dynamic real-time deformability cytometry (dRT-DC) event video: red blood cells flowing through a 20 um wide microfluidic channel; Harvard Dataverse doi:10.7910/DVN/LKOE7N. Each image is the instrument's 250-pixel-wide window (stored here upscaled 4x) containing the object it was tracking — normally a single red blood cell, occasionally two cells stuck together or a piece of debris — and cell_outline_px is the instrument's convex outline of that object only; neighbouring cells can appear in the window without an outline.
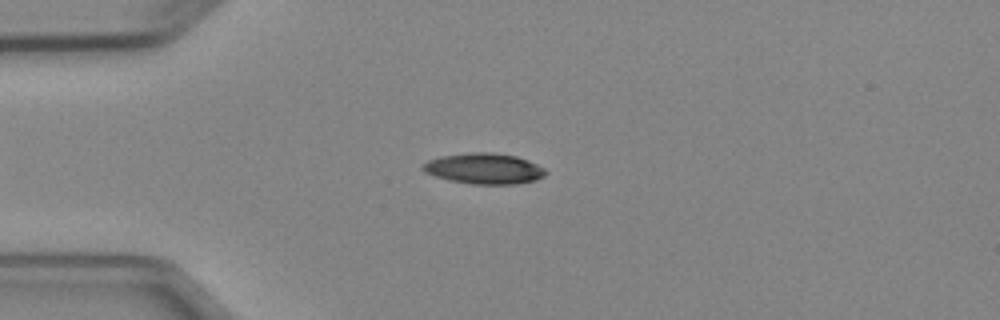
{"species": "Egyptian fruit bat (a non-hibernating species)", "species_latin": "Rousettus aegyptiacus", "temperature_condition": "cold", "stored_images_in_passage": 4, "camera_frame_rate_fps": 3000, "um_per_image_px": 0.085, "animal": {"sex": "female"}, "frame": {"image": 1, "passage_image": 3, "time_ms": 2.333, "image_size_px": [1000, 320], "cell_outline_px": [[548, 172], [544, 176], [536, 180], [516, 184], [472, 184], [452, 180], [436, 176], [424, 172], [420, 168], [420, 164], [428, 160], [440, 156], [468, 152], [492, 152], [516, 156], [528, 160], [544, 168]], "centroid_in_image_um": [41.13, 14.32], "position_along_channel_um": 43.9, "area_um2": 22.14}}